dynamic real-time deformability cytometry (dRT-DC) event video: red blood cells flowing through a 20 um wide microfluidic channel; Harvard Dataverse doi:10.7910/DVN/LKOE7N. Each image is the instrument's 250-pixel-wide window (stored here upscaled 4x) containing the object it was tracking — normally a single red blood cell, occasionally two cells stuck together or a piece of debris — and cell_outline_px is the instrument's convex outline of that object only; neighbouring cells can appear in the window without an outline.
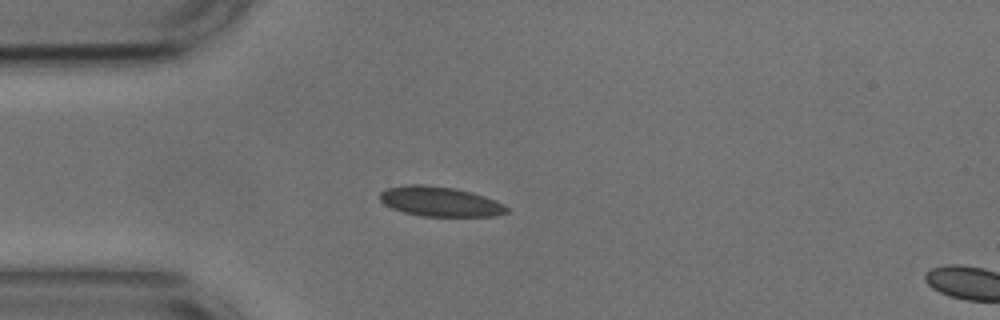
{"species": "common noctule bat (a hibernating species)", "species_latin": "Nyctalus noctula", "temperature_condition": "cold", "stored_images_in_passage": 36, "camera_frame_rate_fps": 3000, "um_per_image_px": 0.085, "animal": {"sex": "male", "body_mass_g": 17.9, "forearm_length_mm": 54.2}, "frame": {"image": 1, "passage_image": 1, "time_ms": 0.0, "image_size_px": [1000, 320], "cell_outline_px": [[508, 212], [496, 216], [420, 216], [404, 212], [392, 208], [384, 204], [380, 200], [380, 192], [384, 188], [408, 184], [424, 184], [456, 188], [472, 192], [496, 200], [504, 204], [508, 208]], "centroid_in_image_um": [37.39, 17.12], "position_along_channel_um": 47.6, "area_um2": 22.25}}
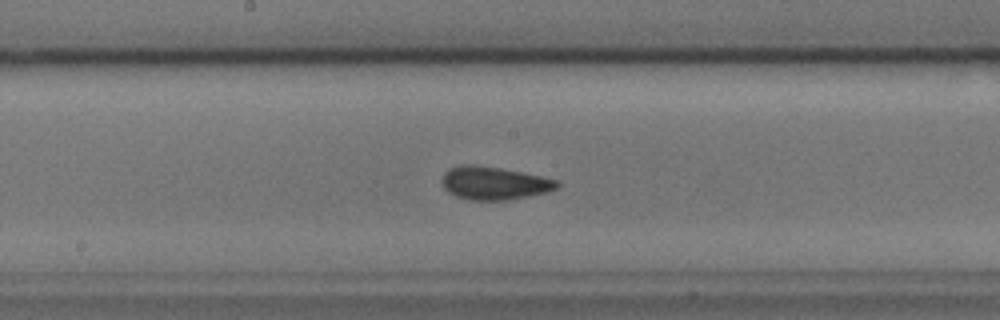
{"frame": {"image": 2, "passage_image": 15, "time_ms": 4.667, "image_size_px": [1000, 320], "cell_outline_px": [[560, 184], [556, 188], [548, 192], [528, 196], [504, 200], [468, 200], [456, 196], [448, 192], [444, 188], [444, 172], [448, 168], [464, 164], [472, 164], [500, 168], [560, 180]], "centroid_in_image_um": [42.01, 15.56], "position_along_channel_um": 206.2, "area_um2": 22.02}}
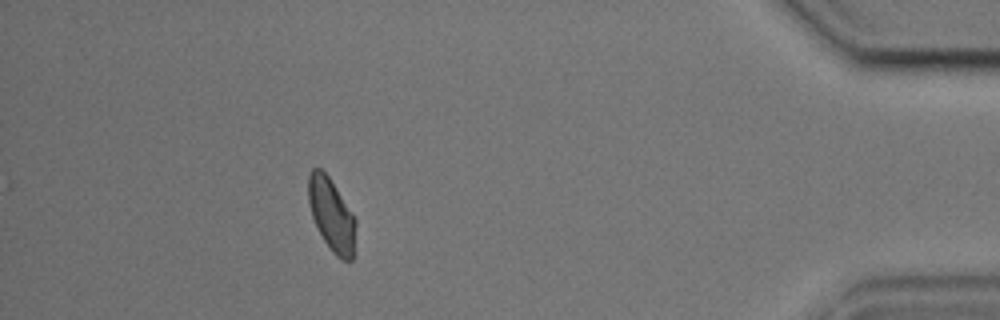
{"frame": {"image": 3, "passage_image": 36, "time_ms": 11.667, "image_size_px": [1000, 320], "cell_outline_px": [[356, 252], [352, 260], [344, 260], [336, 256], [332, 252], [324, 240], [312, 216], [308, 200], [308, 176], [312, 168], [320, 168], [328, 176], [336, 188], [356, 220]], "centroid_in_image_um": [28.21, 18.3], "position_along_channel_um": 407.0, "area_um2": 20.06}, "authors_computed_cell_mechanics": {"area_um2": 20.7791, "velocity_mm_per_s": 3.6373, "shape_relaxation_time_tau1_ms": 3.7892, "shape_relaxation_time_tau2_ms": 2.3024, "deformation_change_tau1": 0.0891, "deformation_change_tau2": 0.0694}}